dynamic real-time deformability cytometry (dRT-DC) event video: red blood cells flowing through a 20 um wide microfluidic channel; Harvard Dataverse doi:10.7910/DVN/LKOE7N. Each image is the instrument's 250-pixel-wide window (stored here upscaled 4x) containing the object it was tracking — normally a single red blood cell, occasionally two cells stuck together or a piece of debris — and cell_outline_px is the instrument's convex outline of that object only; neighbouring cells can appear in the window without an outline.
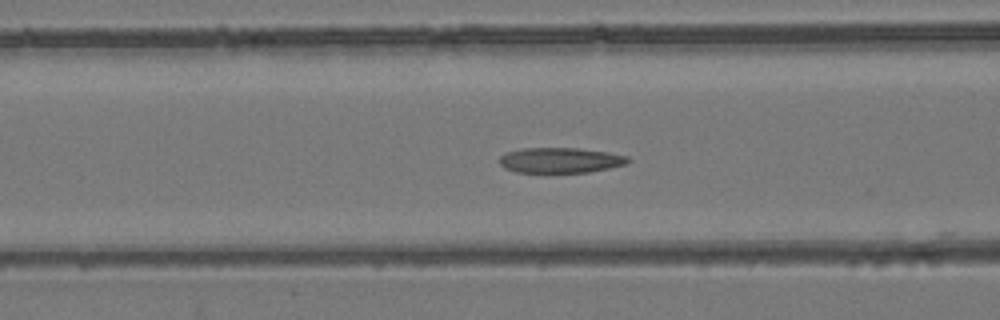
{"species": "common noctule bat (a hibernating species)", "species_latin": "Nyctalus noctula", "temperature_condition": "room temperature", "stored_images_in_passage": 54, "camera_frame_rate_fps": 3000, "um_per_image_px": 0.085, "animal": {"sex": "female", "body_mass_g": 24.6, "forearm_length_mm": 56.2}, "frame": {"image": 1, "passage_image": 21, "time_ms": 6.667, "image_size_px": [1000, 320], "cell_outline_px": [[632, 160], [628, 164], [588, 172], [516, 172], [504, 168], [500, 164], [500, 156], [504, 152], [520, 148], [576, 148], [608, 152], [628, 156]], "centroid_in_image_um": [47.63, 13.61], "position_along_channel_um": 119.0, "area_um2": 19.07}}
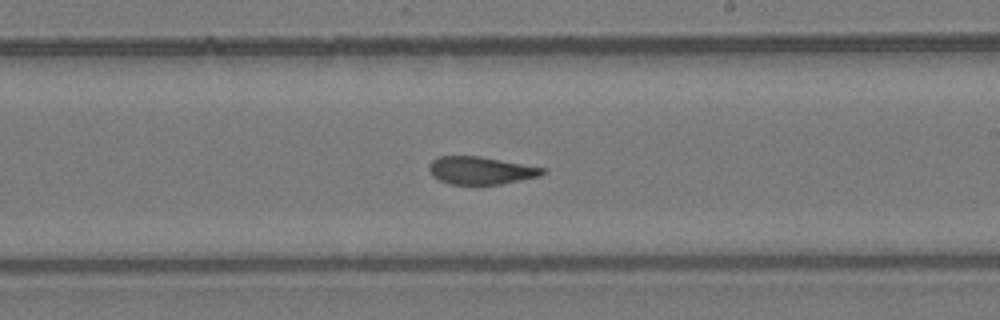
{"frame": {"image": 2, "passage_image": 31, "time_ms": 10.0, "image_size_px": [1000, 320], "cell_outline_px": [[548, 172], [540, 176], [500, 184], [448, 184], [432, 176], [428, 168], [428, 164], [436, 156], [480, 156], [544, 168]], "centroid_in_image_um": [40.83, 14.48], "position_along_channel_um": 248.2, "area_um2": 18.32}}
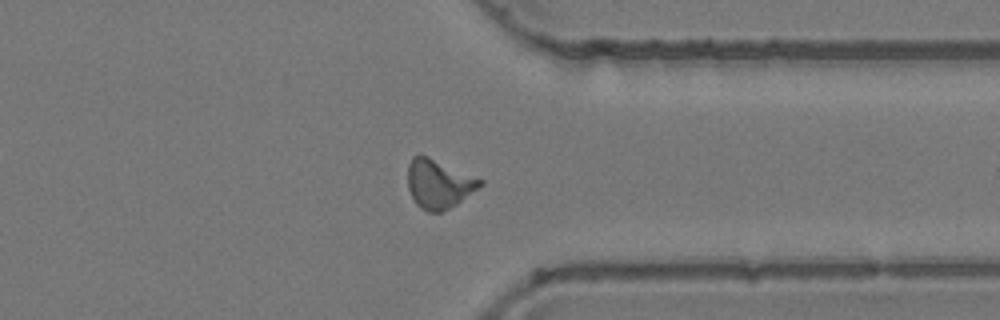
{"frame": {"image": 3, "passage_image": 41, "time_ms": 13.333, "image_size_px": [1000, 320], "cell_outline_px": [[484, 184], [456, 204], [440, 212], [428, 212], [420, 208], [416, 204], [408, 188], [408, 164], [412, 156], [428, 156], [484, 180]], "centroid_in_image_um": [37.29, 15.63], "position_along_channel_um": 374.1, "area_um2": 20.46}, "authors_computed_cell_mechanics": {"area_um2": 19.5942, "velocity_mm_per_s": 3.8728, "shape_relaxation_time_tau1_ms": null, "shape_relaxation_time_tau2_ms": 1.553, "deformation_change_tau1": null, "deformation_change_tau2": 0.0882}}